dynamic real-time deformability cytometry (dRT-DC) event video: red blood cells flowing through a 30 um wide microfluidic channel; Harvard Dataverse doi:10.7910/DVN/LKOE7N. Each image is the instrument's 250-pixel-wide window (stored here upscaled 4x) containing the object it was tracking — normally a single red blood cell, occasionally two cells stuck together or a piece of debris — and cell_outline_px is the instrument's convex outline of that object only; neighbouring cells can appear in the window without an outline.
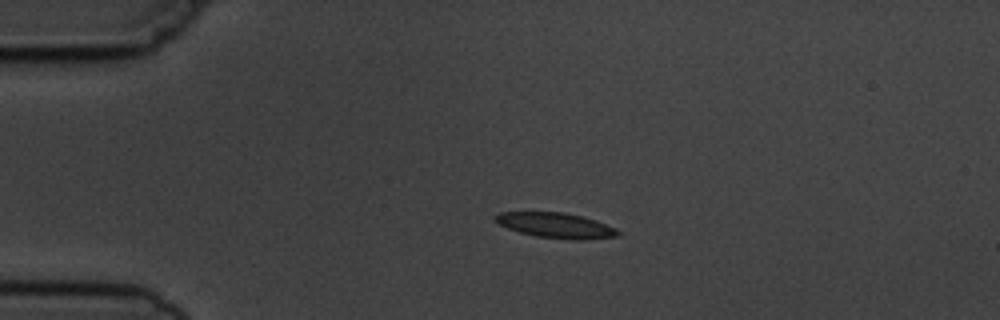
{"species": "common noctule bat (a hibernating species)", "species_latin": "Nyctalus noctula", "temperature_condition": "cold", "stored_images_in_passage": 2, "camera_frame_rate_fps": 3000, "um_per_image_px": 0.085, "animal": {"sex": "male", "body_mass_g": 19.5, "forearm_length_mm": 54.6}, "frame": {"image": 1, "passage_image": 1, "time_ms": 0.0, "image_size_px": [1000, 320], "cell_outline_px": [[620, 232], [616, 236], [584, 240], [568, 240], [536, 236], [520, 232], [508, 228], [492, 220], [492, 216], [500, 212], [564, 212], [596, 220], [616, 228]], "centroid_in_image_um": [47.22, 19.16], "position_along_channel_um": 37.8, "area_um2": 18.09}}